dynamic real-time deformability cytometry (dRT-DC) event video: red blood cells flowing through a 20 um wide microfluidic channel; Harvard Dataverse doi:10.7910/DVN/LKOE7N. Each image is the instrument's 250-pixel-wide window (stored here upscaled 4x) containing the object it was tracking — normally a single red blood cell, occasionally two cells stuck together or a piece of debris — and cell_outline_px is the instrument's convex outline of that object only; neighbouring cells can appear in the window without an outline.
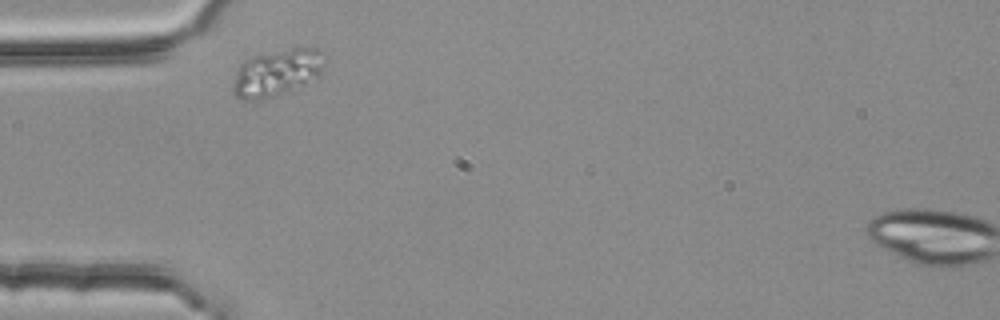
{"species": "common noctule bat (a hibernating species)", "species_latin": "Nyctalus noctula", "temperature_condition": "room temperature", "stored_images_in_passage": 3, "camera_frame_rate_fps": 3000, "um_per_image_px": 0.085, "animal": {"sex": "female", "body_mass_g": 25.1}, "frame": {"image": 1, "passage_image": 1, "time_ms": 0.0, "image_size_px": [1000, 320], "cell_outline_px": [[324, 68], [320, 76], [264, 100], [240, 100], [232, 92], [232, 84], [236, 72], [240, 64], [244, 60], [256, 56], [296, 48], [316, 48], [324, 52]], "centroid_in_image_um": [23.52, 6.19], "position_along_channel_um": 61.5, "area_um2": 24.68}}
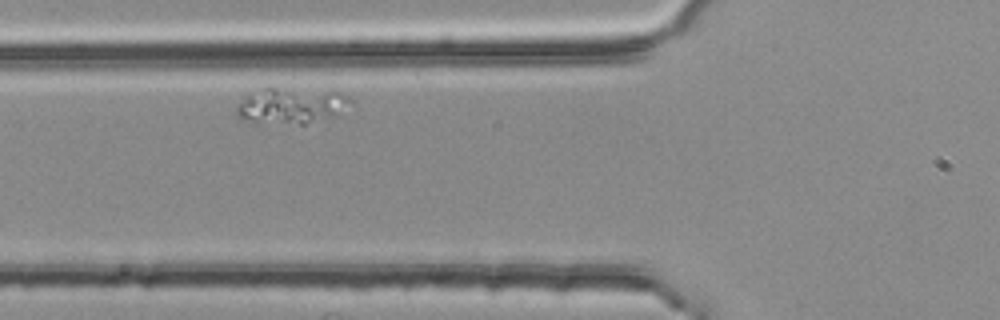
{"frame": {"image": 2, "passage_image": 2, "time_ms": 0.333, "image_size_px": [1000, 320], "cell_outline_px": [[352, 100], [336, 116], [304, 124], [256, 124], [240, 116], [236, 112], [236, 104], [244, 96], [264, 88], [276, 88], [340, 92], [348, 96]], "centroid_in_image_um": [24.71, 9.01], "position_along_channel_um": 101.1, "area_um2": 23.81}}